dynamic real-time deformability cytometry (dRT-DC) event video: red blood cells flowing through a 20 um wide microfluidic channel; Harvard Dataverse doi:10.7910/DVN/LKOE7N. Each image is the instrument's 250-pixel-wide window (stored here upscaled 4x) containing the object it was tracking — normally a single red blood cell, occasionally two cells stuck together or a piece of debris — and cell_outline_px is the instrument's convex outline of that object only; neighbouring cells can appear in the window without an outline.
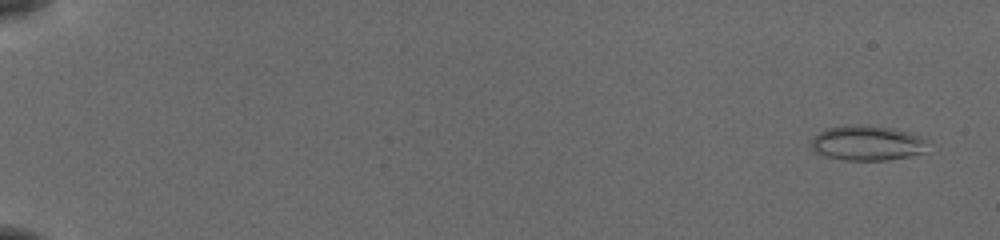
{"species": "common noctule bat (a hibernating species)", "species_latin": "Nyctalus noctula", "temperature_condition": "cold", "stored_images_in_passage": 13, "camera_frame_rate_fps": 3000, "um_per_image_px": 0.085, "animal": {"sex": "female", "body_mass_g": 19.5, "forearm_length_mm": 54.1}, "frame": {"image": 1, "passage_image": 3, "time_ms": 0.667, "image_size_px": [1000, 240], "cell_outline_px": [[928, 140], [924, 152], [908, 156], [888, 160], [840, 160], [824, 156], [812, 152], [812, 136], [828, 128], [888, 128], [908, 132], [920, 136]], "centroid_in_image_um": [73.7, 12.23], "position_along_channel_um": 11.3, "area_um2": 22.83}}